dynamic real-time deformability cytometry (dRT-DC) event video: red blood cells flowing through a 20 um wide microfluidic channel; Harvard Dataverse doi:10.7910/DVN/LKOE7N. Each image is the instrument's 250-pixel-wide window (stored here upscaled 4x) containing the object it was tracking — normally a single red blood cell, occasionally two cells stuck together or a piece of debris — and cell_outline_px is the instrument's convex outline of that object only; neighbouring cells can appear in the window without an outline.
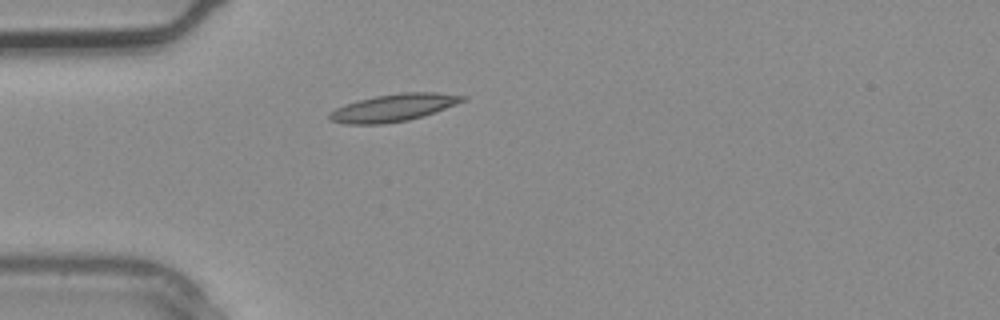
{"species": "common noctule bat (a hibernating species)", "species_latin": "Nyctalus noctula", "temperature_condition": "warm", "stored_images_in_passage": 2, "camera_frame_rate_fps": 3000, "um_per_image_px": 0.085, "animal": {"sex": "male", "body_mass_g": 20.4}, "frame": {"image": 1, "passage_image": 2, "time_ms": 0.333, "image_size_px": [1000, 320], "cell_outline_px": [[468, 100], [424, 116], [408, 120], [384, 124], [344, 124], [328, 120], [328, 112], [336, 108], [360, 100], [376, 96], [404, 92], [436, 92], [468, 96]], "centroid_in_image_um": [33.48, 9.16], "position_along_channel_um": 51.5, "area_um2": 21.33}}